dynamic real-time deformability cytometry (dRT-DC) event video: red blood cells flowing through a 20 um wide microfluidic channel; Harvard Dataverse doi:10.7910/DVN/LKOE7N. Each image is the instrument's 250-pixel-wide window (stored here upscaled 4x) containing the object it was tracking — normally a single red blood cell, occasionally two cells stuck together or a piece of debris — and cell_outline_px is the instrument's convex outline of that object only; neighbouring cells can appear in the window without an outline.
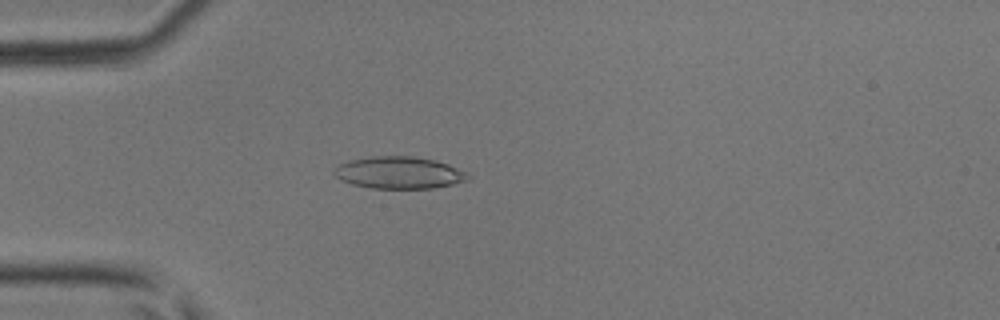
{"species": "common noctule bat (a hibernating species)", "species_latin": "Nyctalus noctula", "temperature_condition": "room temperature", "stored_images_in_passage": 44, "camera_frame_rate_fps": 3000, "um_per_image_px": 0.085, "animal": {"sex": "male", "body_mass_g": 17.9, "forearm_length_mm": 54.2}, "frame": {"image": 1, "passage_image": 10, "time_ms": 3.0, "image_size_px": [1000, 320], "cell_outline_px": [[472, 176], [468, 180], [452, 184], [432, 188], [372, 188], [352, 184], [340, 180], [332, 172], [340, 164], [348, 160], [372, 156], [412, 156], [436, 160], [448, 164], [468, 172]], "centroid_in_image_um": [33.94, 14.67], "position_along_channel_um": 51.1, "area_um2": 25.09}}
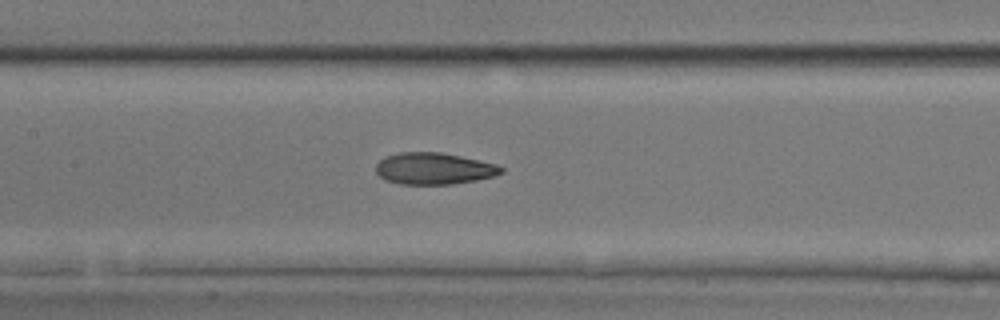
{"frame": {"image": 2, "passage_image": 19, "time_ms": 6.0, "image_size_px": [1000, 320], "cell_outline_px": [[504, 172], [496, 176], [476, 180], [452, 184], [400, 184], [384, 180], [376, 172], [376, 164], [384, 156], [400, 152], [440, 152], [460, 156], [496, 164], [504, 168]], "centroid_in_image_um": [36.87, 14.33], "position_along_channel_um": 170.5, "area_um2": 23.24}}
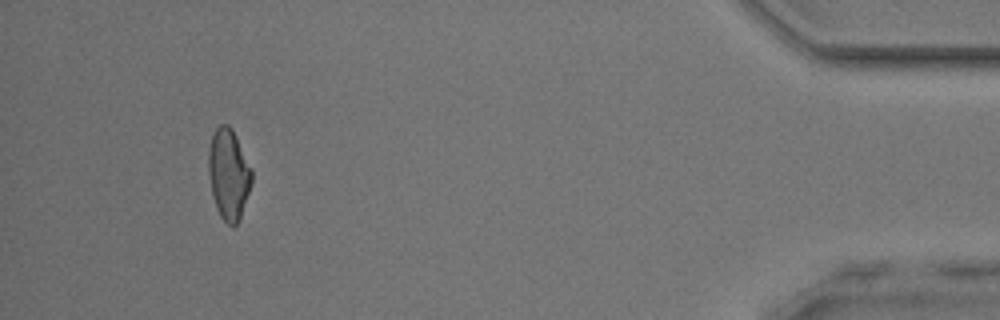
{"frame": {"image": 3, "passage_image": 40, "time_ms": 13.0, "image_size_px": [1000, 320], "cell_outline_px": [[252, 184], [240, 220], [232, 228], [220, 216], [216, 208], [212, 196], [208, 172], [208, 152], [212, 136], [216, 128], [220, 124], [228, 124], [232, 128], [236, 136], [252, 172]], "centroid_in_image_um": [19.43, 14.84], "position_along_channel_um": 415.8, "area_um2": 22.95}}